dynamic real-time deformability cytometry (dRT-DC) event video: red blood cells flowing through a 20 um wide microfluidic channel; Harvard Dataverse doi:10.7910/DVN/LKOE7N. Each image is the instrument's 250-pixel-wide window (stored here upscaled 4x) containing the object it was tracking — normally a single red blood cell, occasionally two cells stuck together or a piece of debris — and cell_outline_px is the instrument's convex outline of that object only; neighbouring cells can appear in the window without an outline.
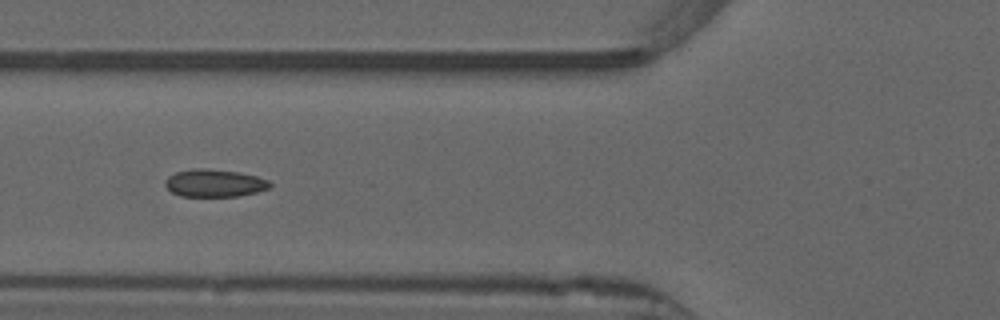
{"species": "common noctule bat (a hibernating species)", "species_latin": "Nyctalus noctula", "temperature_condition": "warm", "stored_images_in_passage": 46, "camera_frame_rate_fps": 3000, "um_per_image_px": 0.085, "animal": {"sex": "male", "forearm_length_mm": 52.5}, "frame": {"image": 1, "passage_image": 14, "time_ms": 4.333, "image_size_px": [1000, 320], "cell_outline_px": [[272, 188], [240, 196], [180, 196], [172, 192], [164, 184], [164, 180], [168, 176], [176, 172], [192, 168], [204, 168], [236, 172], [256, 176], [268, 180], [272, 184]], "centroid_in_image_um": [18.23, 15.56], "position_along_channel_um": 107.6, "area_um2": 16.88}, "authors_computed_cell_mechanics": {"area_um2": 16.7331, "velocity_mm_per_s": 3.9288, "shape_relaxation_time_tau1_ms": null, "shape_relaxation_time_tau2_ms": 1.0004, "deformation_change_tau1": null, "deformation_change_tau2": 0.056}}